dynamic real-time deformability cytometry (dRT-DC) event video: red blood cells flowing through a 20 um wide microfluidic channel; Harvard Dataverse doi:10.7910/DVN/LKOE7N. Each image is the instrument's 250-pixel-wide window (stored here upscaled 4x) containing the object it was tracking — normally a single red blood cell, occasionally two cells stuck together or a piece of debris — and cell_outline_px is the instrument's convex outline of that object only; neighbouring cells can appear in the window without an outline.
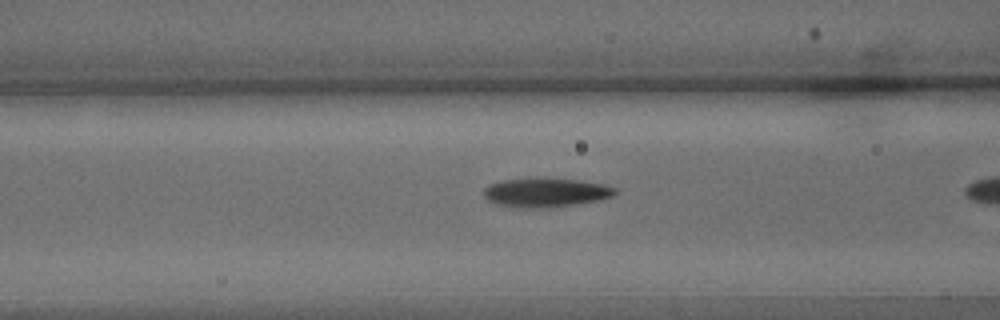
{"species": "common noctule bat (a hibernating species)", "species_latin": "Nyctalus noctula", "temperature_condition": "warm", "stored_images_in_passage": 17, "camera_frame_rate_fps": 3000, "um_per_image_px": 0.085, "animal": {"sex": "male", "body_mass_g": 15.6}, "frame": {"image": 1, "passage_image": 8, "time_ms": 2.333, "image_size_px": [1000, 320], "cell_outline_px": [[616, 192], [612, 196], [600, 200], [576, 204], [548, 208], [520, 208], [496, 204], [488, 200], [484, 196], [484, 188], [492, 184], [504, 180], [540, 176], [576, 180], [604, 184], [616, 188]], "centroid_in_image_um": [46.39, 16.35], "position_along_channel_um": 120.2, "area_um2": 22.6}}
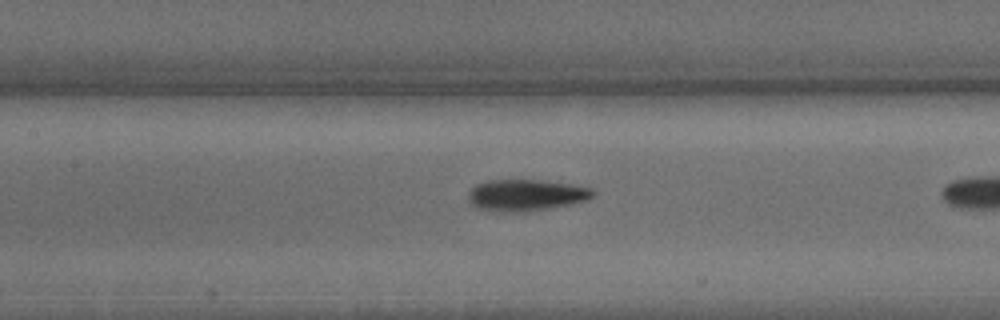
{"frame": {"image": 2, "passage_image": 12, "time_ms": 3.667, "image_size_px": [1000, 320], "cell_outline_px": [[596, 192], [588, 200], [548, 208], [520, 212], [500, 212], [476, 208], [468, 200], [468, 192], [476, 184], [488, 180], [540, 180], [568, 184], [592, 188]], "centroid_in_image_um": [44.67, 16.58], "position_along_channel_um": 162.7, "area_um2": 22.77}}
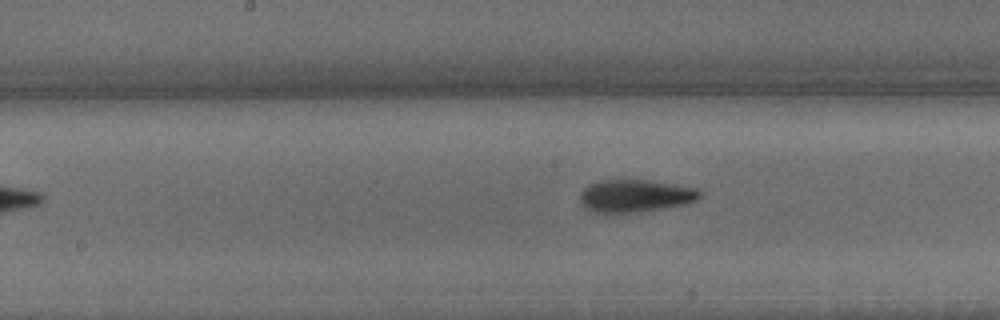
{"frame": {"image": 3, "passage_image": 15, "time_ms": 4.667, "image_size_px": [1000, 320], "cell_outline_px": [[700, 196], [696, 200], [684, 204], [660, 208], [632, 212], [592, 212], [584, 208], [580, 200], [580, 192], [588, 184], [600, 180], [648, 180], [696, 188], [700, 192]], "centroid_in_image_um": [53.93, 16.63], "position_along_channel_um": 194.3, "area_um2": 22.37}}